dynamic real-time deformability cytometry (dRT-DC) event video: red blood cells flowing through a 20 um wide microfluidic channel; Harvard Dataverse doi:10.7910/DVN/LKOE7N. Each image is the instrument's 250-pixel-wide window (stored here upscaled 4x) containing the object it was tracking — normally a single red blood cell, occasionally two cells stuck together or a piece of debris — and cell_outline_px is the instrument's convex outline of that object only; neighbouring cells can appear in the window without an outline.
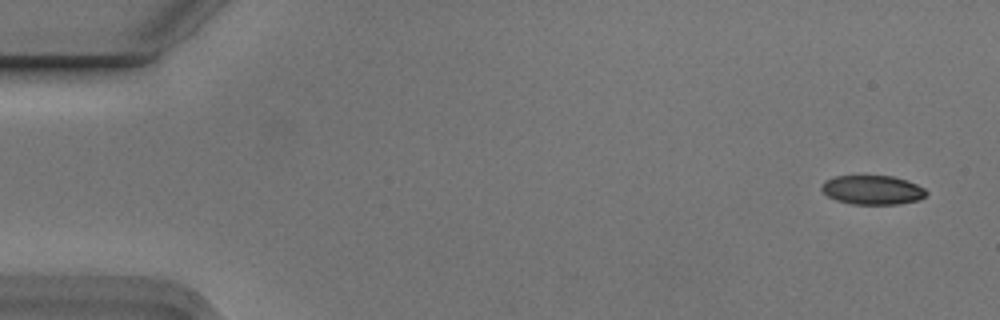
{"species": "Egyptian fruit bat (a non-hibernating species)", "species_latin": "Rousettus aegyptiacus", "temperature_condition": "cold", "stored_images_in_passage": 9, "camera_frame_rate_fps": 3000, "um_per_image_px": 0.085, "animal": {"sex": "male"}, "frame": {"image": 1, "passage_image": 1, "time_ms": 0.0, "image_size_px": [1000, 320], "cell_outline_px": [[928, 192], [920, 200], [896, 204], [852, 204], [836, 200], [828, 196], [820, 188], [824, 180], [836, 176], [892, 176], [916, 184], [924, 188]], "centroid_in_image_um": [74.14, 16.15], "position_along_channel_um": 10.9, "area_um2": 17.69}}
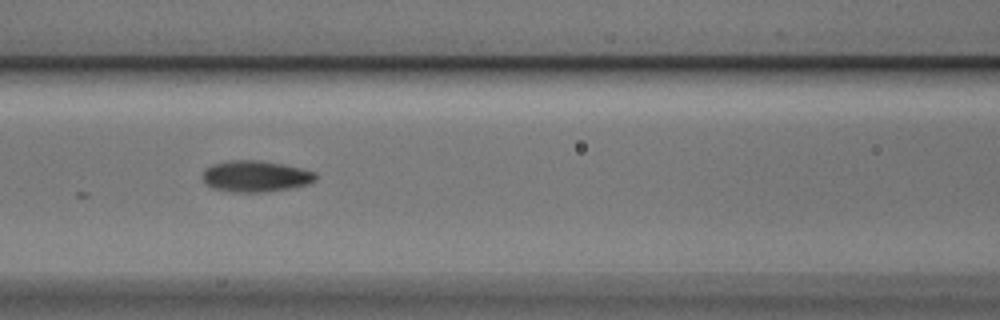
{"frame": {"image": 2, "passage_image": 7, "time_ms": 2.0, "image_size_px": [1000, 320], "cell_outline_px": [[316, 180], [308, 184], [292, 188], [264, 192], [232, 192], [212, 188], [204, 184], [204, 168], [212, 164], [232, 160], [256, 160], [280, 164], [300, 168], [316, 172]], "centroid_in_image_um": [21.71, 14.99], "position_along_channel_um": 144.9, "area_um2": 20.58}}
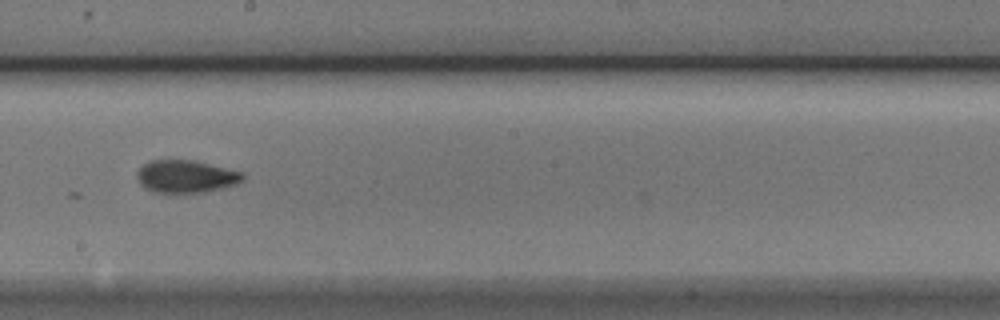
{"frame": {"image": 3, "passage_image": 9, "time_ms": 2.667, "image_size_px": [1000, 320], "cell_outline_px": [[244, 180], [236, 184], [204, 192], [152, 192], [144, 188], [140, 184], [136, 176], [136, 172], [144, 164], [152, 160], [196, 160], [244, 172]], "centroid_in_image_um": [15.81, 14.99], "position_along_channel_um": 232.4, "area_um2": 20.17}}